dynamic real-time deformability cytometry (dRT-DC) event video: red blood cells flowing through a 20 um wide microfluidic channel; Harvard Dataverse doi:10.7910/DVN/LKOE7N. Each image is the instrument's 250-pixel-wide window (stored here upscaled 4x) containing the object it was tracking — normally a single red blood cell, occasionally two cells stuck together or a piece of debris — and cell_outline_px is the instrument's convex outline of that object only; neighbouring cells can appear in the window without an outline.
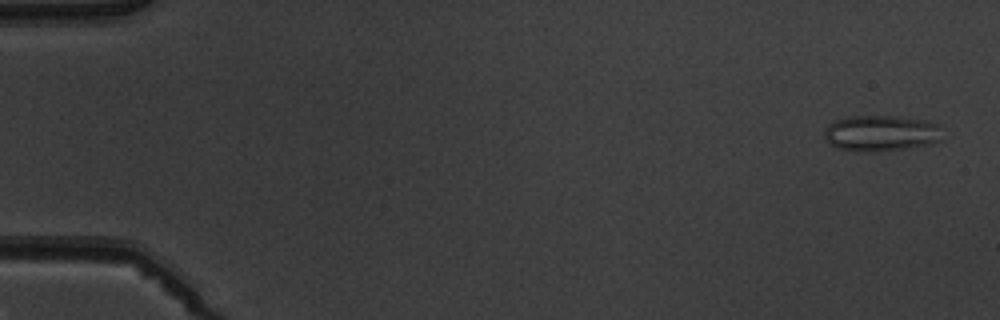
{"species": "common noctule bat (a hibernating species)", "species_latin": "Nyctalus noctula", "temperature_condition": "warm", "stored_images_in_passage": 5, "camera_frame_rate_fps": 3000, "um_per_image_px": 0.085, "animal": {"sex": "male", "body_mass_g": 19.5, "forearm_length_mm": 54.6}, "frame": {"image": 1, "passage_image": 1, "time_ms": 0.0, "image_size_px": [1000, 320], "cell_outline_px": [[940, 140], [932, 144], [904, 148], [872, 152], [860, 152], [840, 148], [832, 144], [824, 136], [824, 128], [828, 124], [836, 120], [848, 116], [892, 116], [924, 120], [936, 124]], "centroid_in_image_um": [74.82, 11.32], "position_along_channel_um": 10.2, "area_um2": 24.33}}
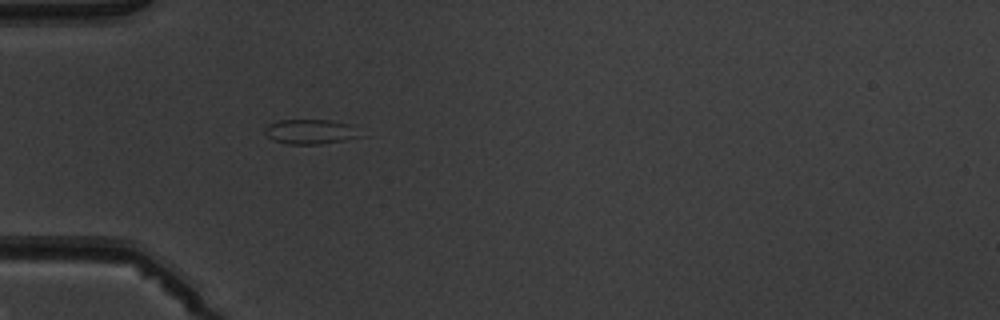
{"frame": {"image": 2, "passage_image": 5, "time_ms": 4.667, "image_size_px": [1000, 320], "cell_outline_px": [[368, 136], [320, 144], [288, 144], [272, 140], [264, 132], [264, 128], [268, 124], [280, 120], [328, 120], [348, 124]], "centroid_in_image_um": [26.41, 11.2], "position_along_channel_um": 58.6, "area_um2": 13.87}}